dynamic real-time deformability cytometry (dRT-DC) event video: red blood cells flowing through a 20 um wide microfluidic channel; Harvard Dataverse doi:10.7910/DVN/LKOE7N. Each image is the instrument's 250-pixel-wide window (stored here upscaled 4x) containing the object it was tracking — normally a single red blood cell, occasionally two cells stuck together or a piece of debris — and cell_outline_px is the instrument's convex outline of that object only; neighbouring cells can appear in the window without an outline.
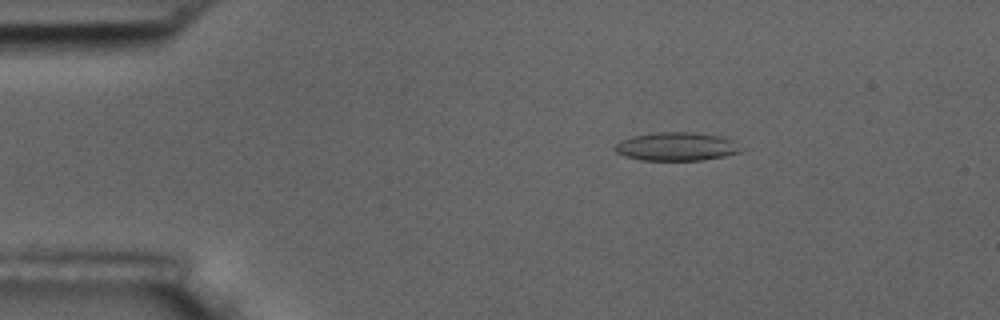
{"species": "common noctule bat (a hibernating species)", "species_latin": "Nyctalus noctula", "temperature_condition": "room temperature", "stored_images_in_passage": 4, "camera_frame_rate_fps": 3000, "um_per_image_px": 0.085, "animal": {"sex": "male", "body_mass_g": 17.5, "forearm_length_mm": 52.3}, "frame": {"image": 1, "passage_image": 2, "time_ms": 1.333, "image_size_px": [1000, 320], "cell_outline_px": [[740, 152], [724, 156], [704, 160], [640, 160], [616, 152], [612, 148], [620, 140], [632, 136], [656, 132], [692, 132], [720, 136], [732, 140], [740, 148]], "centroid_in_image_um": [57.46, 12.45], "position_along_channel_um": 27.5, "area_um2": 20.75}}